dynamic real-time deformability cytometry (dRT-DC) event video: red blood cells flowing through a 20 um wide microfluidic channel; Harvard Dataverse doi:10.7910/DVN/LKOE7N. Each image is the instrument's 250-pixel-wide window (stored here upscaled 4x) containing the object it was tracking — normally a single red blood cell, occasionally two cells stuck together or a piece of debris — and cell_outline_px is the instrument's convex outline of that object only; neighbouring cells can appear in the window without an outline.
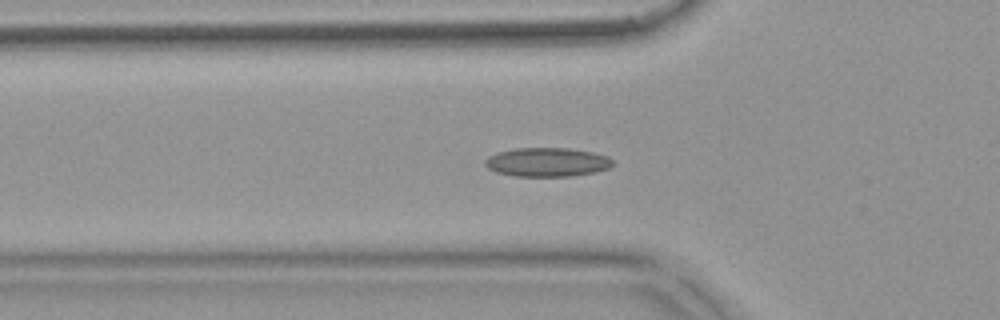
{"species": "common noctule bat (a hibernating species)", "species_latin": "Nyctalus noctula", "temperature_condition": "warm", "stored_images_in_passage": 38, "camera_frame_rate_fps": 3000, "um_per_image_px": 0.085, "animal": {"sex": "female", "body_mass_g": 18.4}, "frame": {"image": 1, "passage_image": 13, "time_ms": 4.0, "image_size_px": [1000, 320], "cell_outline_px": [[612, 164], [608, 168], [596, 172], [572, 176], [516, 176], [496, 172], [488, 168], [484, 164], [484, 160], [488, 156], [496, 152], [516, 148], [568, 148], [592, 152], [608, 156], [612, 160]], "centroid_in_image_um": [46.48, 13.78], "position_along_channel_um": 79.3, "area_um2": 21.56}}
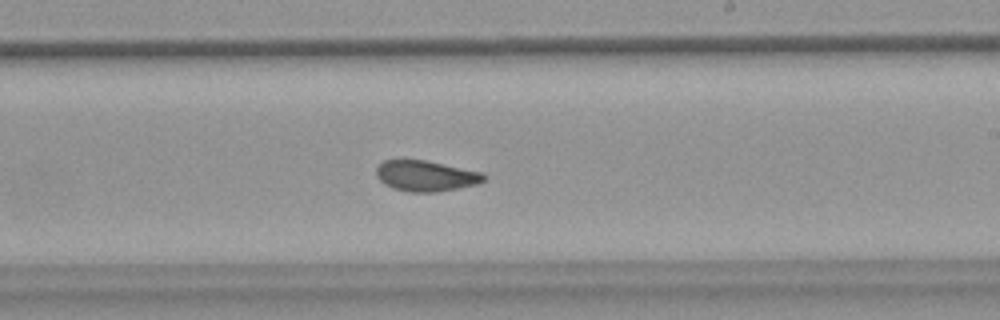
{"frame": {"image": 2, "passage_image": 27, "time_ms": 8.667, "image_size_px": [1000, 320], "cell_outline_px": [[484, 180], [476, 184], [436, 192], [408, 192], [392, 188], [384, 184], [376, 176], [376, 168], [384, 160], [424, 160], [480, 172], [484, 176]], "centroid_in_image_um": [36.12, 14.96], "position_along_channel_um": 252.9, "area_um2": 18.9}}
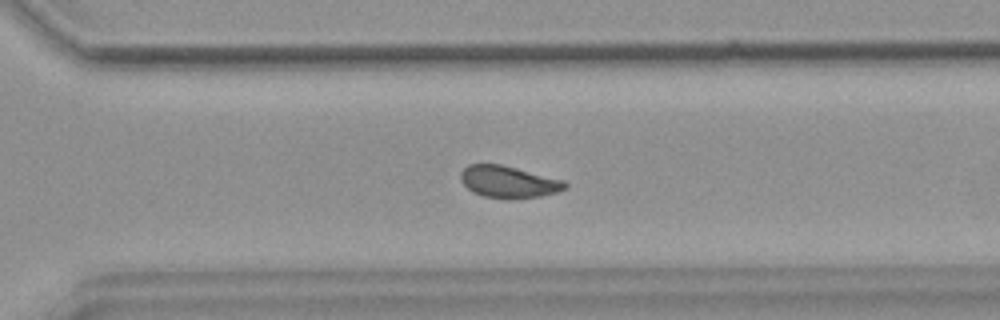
{"frame": {"image": 3, "passage_image": 33, "time_ms": 10.667, "image_size_px": [1000, 320], "cell_outline_px": [[568, 184], [564, 188], [556, 192], [540, 196], [484, 196], [472, 192], [460, 180], [460, 172], [468, 164], [500, 164], [564, 180]], "centroid_in_image_um": [43.18, 15.41], "position_along_channel_um": 327.4, "area_um2": 18.61}, "authors_computed_cell_mechanics": {"area_um2": 19.7676, "velocity_mm_per_s": 3.7239, "shape_relaxation_time_tau1_ms": 10.7685, "shape_relaxation_time_tau2_ms": 2.0525, "deformation_change_tau1": 0.179, "deformation_change_tau2": 0.0826}}